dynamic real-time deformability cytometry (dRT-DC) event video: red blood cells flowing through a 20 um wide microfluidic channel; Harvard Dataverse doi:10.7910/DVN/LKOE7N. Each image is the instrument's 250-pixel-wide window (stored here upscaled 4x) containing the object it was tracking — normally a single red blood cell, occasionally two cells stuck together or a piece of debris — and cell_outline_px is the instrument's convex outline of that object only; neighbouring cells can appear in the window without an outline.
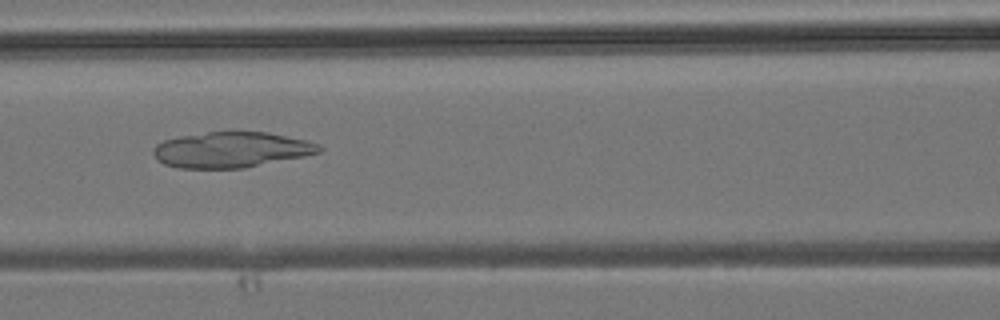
{"species": "common noctule bat (a hibernating species)", "species_latin": "Nyctalus noctula", "temperature_condition": "room temperature", "stored_images_in_passage": 38, "camera_frame_rate_fps": 3000, "um_per_image_px": 0.085, "animal": {"sex": "male", "body_mass_g": 19.2, "forearm_length_mm": 51.8}, "frame": {"image": 1, "passage_image": 19, "time_ms": 6.0, "image_size_px": [1000, 320], "cell_outline_px": [[324, 148], [320, 152], [304, 156], [244, 168], [176, 168], [164, 164], [152, 152], [152, 148], [156, 144], [164, 140], [180, 136], [208, 132], [268, 132], [304, 140], [316, 144]], "centroid_in_image_um": [19.63, 12.73], "position_along_channel_um": 147.0, "area_um2": 34.16}}
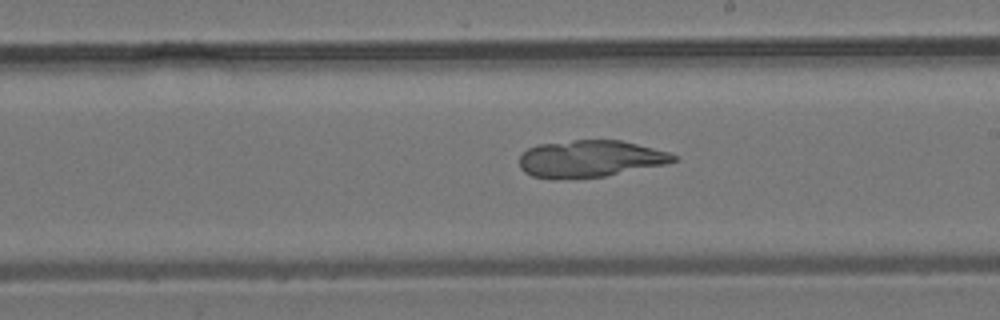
{"frame": {"image": 2, "passage_image": 25, "time_ms": 8.0, "image_size_px": [1000, 320], "cell_outline_px": [[680, 160], [664, 164], [604, 176], [556, 180], [552, 180], [532, 176], [524, 172], [520, 168], [520, 156], [528, 148], [540, 144], [572, 140], [620, 140], [668, 152], [680, 156]], "centroid_in_image_um": [50.14, 13.5], "position_along_channel_um": 238.9, "area_um2": 33.23}}
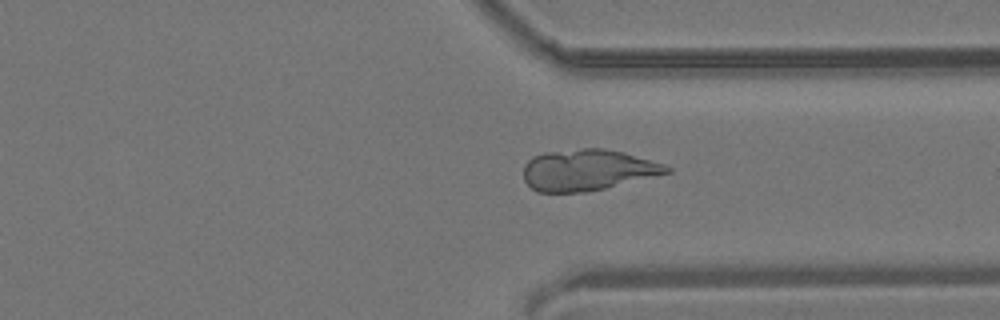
{"frame": {"image": 3, "passage_image": 33, "time_ms": 10.667, "image_size_px": [1000, 320], "cell_outline_px": [[672, 172], [588, 192], [536, 192], [524, 180], [524, 164], [532, 156], [544, 152], [580, 148], [604, 148], [624, 152], [664, 164], [672, 168]], "centroid_in_image_um": [49.93, 14.44], "position_along_channel_um": 361.5, "area_um2": 34.51}}